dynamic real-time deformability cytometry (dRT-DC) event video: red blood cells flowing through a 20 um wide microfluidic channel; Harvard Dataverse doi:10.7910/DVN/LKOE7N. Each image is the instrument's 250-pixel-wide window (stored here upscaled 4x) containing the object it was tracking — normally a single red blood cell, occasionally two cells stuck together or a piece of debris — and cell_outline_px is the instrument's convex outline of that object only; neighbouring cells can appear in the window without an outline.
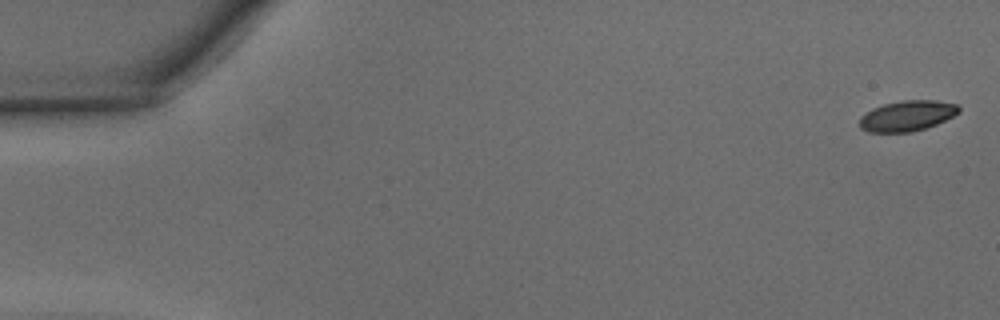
{"species": "common noctule bat (a hibernating species)", "species_latin": "Nyctalus noctula", "temperature_condition": "warm", "stored_images_in_passage": 5, "camera_frame_rate_fps": 3000, "um_per_image_px": 0.085, "animal": {"sex": "male", "body_mass_g": 15.6}, "frame": {"image": 1, "passage_image": 1, "time_ms": 0.0, "image_size_px": [1000, 320], "cell_outline_px": [[960, 112], [936, 124], [912, 132], [868, 132], [860, 128], [860, 116], [872, 108], [884, 104], [904, 100], [936, 100], [956, 104], [960, 108]], "centroid_in_image_um": [77.09, 9.84], "position_along_channel_um": 7.9, "area_um2": 17.57}}